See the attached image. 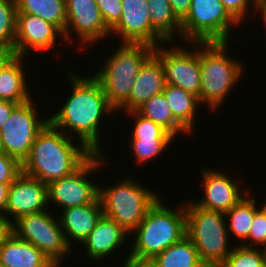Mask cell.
Instances as JSON below:
<instances>
[{
  "mask_svg": "<svg viewBox=\"0 0 266 267\" xmlns=\"http://www.w3.org/2000/svg\"><path fill=\"white\" fill-rule=\"evenodd\" d=\"M67 76L72 93L64 105L49 117V122L71 138H78V142L94 154H104L99 140L101 120L104 115L110 116L116 111L109 105L101 84L94 76L83 77L71 71Z\"/></svg>",
  "mask_w": 266,
  "mask_h": 267,
  "instance_id": "6da1fadb",
  "label": "cell"
},
{
  "mask_svg": "<svg viewBox=\"0 0 266 267\" xmlns=\"http://www.w3.org/2000/svg\"><path fill=\"white\" fill-rule=\"evenodd\" d=\"M75 140L48 122L21 164L22 173L46 184L71 175L94 154Z\"/></svg>",
  "mask_w": 266,
  "mask_h": 267,
  "instance_id": "7a4b0ae2",
  "label": "cell"
},
{
  "mask_svg": "<svg viewBox=\"0 0 266 267\" xmlns=\"http://www.w3.org/2000/svg\"><path fill=\"white\" fill-rule=\"evenodd\" d=\"M171 209L160 197L147 210L142 222L130 233L134 234L131 252L126 260L148 263L166 248L186 236L185 204Z\"/></svg>",
  "mask_w": 266,
  "mask_h": 267,
  "instance_id": "3957f363",
  "label": "cell"
},
{
  "mask_svg": "<svg viewBox=\"0 0 266 267\" xmlns=\"http://www.w3.org/2000/svg\"><path fill=\"white\" fill-rule=\"evenodd\" d=\"M117 48L93 74L116 112L128 101L141 67L154 54V47L147 44L121 43Z\"/></svg>",
  "mask_w": 266,
  "mask_h": 267,
  "instance_id": "277c9868",
  "label": "cell"
},
{
  "mask_svg": "<svg viewBox=\"0 0 266 267\" xmlns=\"http://www.w3.org/2000/svg\"><path fill=\"white\" fill-rule=\"evenodd\" d=\"M230 42L198 43L201 73L200 104L218 110L243 77V64L227 53ZM235 59V60H234ZM237 60V61H236ZM234 86V87H233ZM205 103V104H204Z\"/></svg>",
  "mask_w": 266,
  "mask_h": 267,
  "instance_id": "5b68a950",
  "label": "cell"
},
{
  "mask_svg": "<svg viewBox=\"0 0 266 267\" xmlns=\"http://www.w3.org/2000/svg\"><path fill=\"white\" fill-rule=\"evenodd\" d=\"M187 203L186 235L195 245L206 267H219L233 250L225 213L201 208L191 200Z\"/></svg>",
  "mask_w": 266,
  "mask_h": 267,
  "instance_id": "8992f818",
  "label": "cell"
},
{
  "mask_svg": "<svg viewBox=\"0 0 266 267\" xmlns=\"http://www.w3.org/2000/svg\"><path fill=\"white\" fill-rule=\"evenodd\" d=\"M130 177H123L111 187L99 186L98 197L103 215L115 220L129 233L142 222L147 210L159 198L149 187Z\"/></svg>",
  "mask_w": 266,
  "mask_h": 267,
  "instance_id": "52a82bcc",
  "label": "cell"
},
{
  "mask_svg": "<svg viewBox=\"0 0 266 267\" xmlns=\"http://www.w3.org/2000/svg\"><path fill=\"white\" fill-rule=\"evenodd\" d=\"M240 24L221 0H192L188 15L181 21L183 42H229L231 31Z\"/></svg>",
  "mask_w": 266,
  "mask_h": 267,
  "instance_id": "ba28073f",
  "label": "cell"
},
{
  "mask_svg": "<svg viewBox=\"0 0 266 267\" xmlns=\"http://www.w3.org/2000/svg\"><path fill=\"white\" fill-rule=\"evenodd\" d=\"M50 212L44 210L19 217L13 222V233L36 246L56 267H61L63 257L72 254V248L65 239L59 218L55 219Z\"/></svg>",
  "mask_w": 266,
  "mask_h": 267,
  "instance_id": "9c48e42d",
  "label": "cell"
},
{
  "mask_svg": "<svg viewBox=\"0 0 266 267\" xmlns=\"http://www.w3.org/2000/svg\"><path fill=\"white\" fill-rule=\"evenodd\" d=\"M104 155L93 154L71 175L49 182L47 184L48 204H57L56 206L63 210L95 203L99 199V186L94 183L93 179L89 180V175L98 171L99 168L101 170L107 164Z\"/></svg>",
  "mask_w": 266,
  "mask_h": 267,
  "instance_id": "30bf717a",
  "label": "cell"
},
{
  "mask_svg": "<svg viewBox=\"0 0 266 267\" xmlns=\"http://www.w3.org/2000/svg\"><path fill=\"white\" fill-rule=\"evenodd\" d=\"M36 104L32 98L18 104L0 129L4 153L21 164L29 156L38 133L49 122V117L44 119L38 116Z\"/></svg>",
  "mask_w": 266,
  "mask_h": 267,
  "instance_id": "8fae6325",
  "label": "cell"
},
{
  "mask_svg": "<svg viewBox=\"0 0 266 267\" xmlns=\"http://www.w3.org/2000/svg\"><path fill=\"white\" fill-rule=\"evenodd\" d=\"M173 43L166 42L154 48V54L163 66L166 84L194 94L200 102L201 73L198 43H191L193 45L190 47H195L189 50L180 45L169 47V44Z\"/></svg>",
  "mask_w": 266,
  "mask_h": 267,
  "instance_id": "7c38bea8",
  "label": "cell"
},
{
  "mask_svg": "<svg viewBox=\"0 0 266 267\" xmlns=\"http://www.w3.org/2000/svg\"><path fill=\"white\" fill-rule=\"evenodd\" d=\"M66 14L67 22L63 35L67 45L73 41L72 36H78L79 45L84 48L87 44L93 45L107 36H112L95 0H66ZM73 31L75 35H72Z\"/></svg>",
  "mask_w": 266,
  "mask_h": 267,
  "instance_id": "4fadbf2b",
  "label": "cell"
},
{
  "mask_svg": "<svg viewBox=\"0 0 266 267\" xmlns=\"http://www.w3.org/2000/svg\"><path fill=\"white\" fill-rule=\"evenodd\" d=\"M148 7L147 0H122L121 18L110 30V34L120 36V43L147 44L154 48L166 43L152 27Z\"/></svg>",
  "mask_w": 266,
  "mask_h": 267,
  "instance_id": "5bb4252c",
  "label": "cell"
},
{
  "mask_svg": "<svg viewBox=\"0 0 266 267\" xmlns=\"http://www.w3.org/2000/svg\"><path fill=\"white\" fill-rule=\"evenodd\" d=\"M64 39L63 32L51 22L41 17L26 13L16 15V34L14 51L18 56H26L33 52L54 49L59 37ZM57 39V40H56Z\"/></svg>",
  "mask_w": 266,
  "mask_h": 267,
  "instance_id": "9a60e30c",
  "label": "cell"
},
{
  "mask_svg": "<svg viewBox=\"0 0 266 267\" xmlns=\"http://www.w3.org/2000/svg\"><path fill=\"white\" fill-rule=\"evenodd\" d=\"M201 173L204 197L193 201L201 208L226 213L250 192L246 187L240 189L238 182H235L237 180H233L230 174L224 171L202 168Z\"/></svg>",
  "mask_w": 266,
  "mask_h": 267,
  "instance_id": "2e32d148",
  "label": "cell"
},
{
  "mask_svg": "<svg viewBox=\"0 0 266 267\" xmlns=\"http://www.w3.org/2000/svg\"><path fill=\"white\" fill-rule=\"evenodd\" d=\"M48 207L46 183L21 172L10 184L5 215L10 216L12 222L23 215L48 210Z\"/></svg>",
  "mask_w": 266,
  "mask_h": 267,
  "instance_id": "e0dca14e",
  "label": "cell"
},
{
  "mask_svg": "<svg viewBox=\"0 0 266 267\" xmlns=\"http://www.w3.org/2000/svg\"><path fill=\"white\" fill-rule=\"evenodd\" d=\"M129 236L130 233L115 220L102 215L95 228L80 246L84 245L86 256L92 262H102L101 260L106 259V256L107 258L112 256L115 250L118 252V248L126 245Z\"/></svg>",
  "mask_w": 266,
  "mask_h": 267,
  "instance_id": "ac0fdd59",
  "label": "cell"
},
{
  "mask_svg": "<svg viewBox=\"0 0 266 267\" xmlns=\"http://www.w3.org/2000/svg\"><path fill=\"white\" fill-rule=\"evenodd\" d=\"M165 74L160 59L153 54L141 67L133 84L128 101L117 111L124 113L139 109L154 95L164 91Z\"/></svg>",
  "mask_w": 266,
  "mask_h": 267,
  "instance_id": "d6986e66",
  "label": "cell"
},
{
  "mask_svg": "<svg viewBox=\"0 0 266 267\" xmlns=\"http://www.w3.org/2000/svg\"><path fill=\"white\" fill-rule=\"evenodd\" d=\"M59 214L60 216L57 217L65 239L74 248L72 243H77V246L78 243L81 244L89 236L103 215V211L98 199L95 203L63 209Z\"/></svg>",
  "mask_w": 266,
  "mask_h": 267,
  "instance_id": "ffe728a7",
  "label": "cell"
},
{
  "mask_svg": "<svg viewBox=\"0 0 266 267\" xmlns=\"http://www.w3.org/2000/svg\"><path fill=\"white\" fill-rule=\"evenodd\" d=\"M0 260L4 267H56L36 246L14 233L0 245Z\"/></svg>",
  "mask_w": 266,
  "mask_h": 267,
  "instance_id": "44dd1931",
  "label": "cell"
},
{
  "mask_svg": "<svg viewBox=\"0 0 266 267\" xmlns=\"http://www.w3.org/2000/svg\"><path fill=\"white\" fill-rule=\"evenodd\" d=\"M23 58L26 57L16 55L0 72V100L21 104L32 98Z\"/></svg>",
  "mask_w": 266,
  "mask_h": 267,
  "instance_id": "7402d4cb",
  "label": "cell"
},
{
  "mask_svg": "<svg viewBox=\"0 0 266 267\" xmlns=\"http://www.w3.org/2000/svg\"><path fill=\"white\" fill-rule=\"evenodd\" d=\"M147 264L150 267H206L187 235L156 255Z\"/></svg>",
  "mask_w": 266,
  "mask_h": 267,
  "instance_id": "603a6c76",
  "label": "cell"
},
{
  "mask_svg": "<svg viewBox=\"0 0 266 267\" xmlns=\"http://www.w3.org/2000/svg\"><path fill=\"white\" fill-rule=\"evenodd\" d=\"M163 94L173 113L174 118L190 133L195 127L197 108L201 107L194 94L166 84ZM196 117V118H195Z\"/></svg>",
  "mask_w": 266,
  "mask_h": 267,
  "instance_id": "cb8c5ba5",
  "label": "cell"
},
{
  "mask_svg": "<svg viewBox=\"0 0 266 267\" xmlns=\"http://www.w3.org/2000/svg\"><path fill=\"white\" fill-rule=\"evenodd\" d=\"M250 193L252 194V191L225 213V218L229 222L227 231L232 233L237 241L238 238L241 240L240 245L248 239L255 213L261 208V205H257L256 199Z\"/></svg>",
  "mask_w": 266,
  "mask_h": 267,
  "instance_id": "d4e9b609",
  "label": "cell"
},
{
  "mask_svg": "<svg viewBox=\"0 0 266 267\" xmlns=\"http://www.w3.org/2000/svg\"><path fill=\"white\" fill-rule=\"evenodd\" d=\"M17 13L36 15L56 25L63 33L66 27V0H16Z\"/></svg>",
  "mask_w": 266,
  "mask_h": 267,
  "instance_id": "484cf974",
  "label": "cell"
},
{
  "mask_svg": "<svg viewBox=\"0 0 266 267\" xmlns=\"http://www.w3.org/2000/svg\"><path fill=\"white\" fill-rule=\"evenodd\" d=\"M152 27L167 41L173 42L180 35L181 22L173 14L169 0H147ZM175 38V39H174Z\"/></svg>",
  "mask_w": 266,
  "mask_h": 267,
  "instance_id": "4316f807",
  "label": "cell"
},
{
  "mask_svg": "<svg viewBox=\"0 0 266 267\" xmlns=\"http://www.w3.org/2000/svg\"><path fill=\"white\" fill-rule=\"evenodd\" d=\"M137 111L144 117L161 125L175 138L179 134L189 133L173 116V113L162 93L154 95L146 101Z\"/></svg>",
  "mask_w": 266,
  "mask_h": 267,
  "instance_id": "83f0119b",
  "label": "cell"
},
{
  "mask_svg": "<svg viewBox=\"0 0 266 267\" xmlns=\"http://www.w3.org/2000/svg\"><path fill=\"white\" fill-rule=\"evenodd\" d=\"M174 138H132L131 139V151L133 158L136 160V164H145L161 156L162 152H165L167 147L173 142Z\"/></svg>",
  "mask_w": 266,
  "mask_h": 267,
  "instance_id": "f1b7e54d",
  "label": "cell"
},
{
  "mask_svg": "<svg viewBox=\"0 0 266 267\" xmlns=\"http://www.w3.org/2000/svg\"><path fill=\"white\" fill-rule=\"evenodd\" d=\"M219 267H266V249L235 244Z\"/></svg>",
  "mask_w": 266,
  "mask_h": 267,
  "instance_id": "f546056e",
  "label": "cell"
},
{
  "mask_svg": "<svg viewBox=\"0 0 266 267\" xmlns=\"http://www.w3.org/2000/svg\"><path fill=\"white\" fill-rule=\"evenodd\" d=\"M16 0H0V45L14 50L16 34Z\"/></svg>",
  "mask_w": 266,
  "mask_h": 267,
  "instance_id": "4dcf8cb0",
  "label": "cell"
},
{
  "mask_svg": "<svg viewBox=\"0 0 266 267\" xmlns=\"http://www.w3.org/2000/svg\"><path fill=\"white\" fill-rule=\"evenodd\" d=\"M126 116L133 118L132 138H175L161 125L142 116L137 110L125 113Z\"/></svg>",
  "mask_w": 266,
  "mask_h": 267,
  "instance_id": "1f68e13d",
  "label": "cell"
},
{
  "mask_svg": "<svg viewBox=\"0 0 266 267\" xmlns=\"http://www.w3.org/2000/svg\"><path fill=\"white\" fill-rule=\"evenodd\" d=\"M242 245L266 249V212L262 207L255 213L249 237Z\"/></svg>",
  "mask_w": 266,
  "mask_h": 267,
  "instance_id": "d6a6232c",
  "label": "cell"
},
{
  "mask_svg": "<svg viewBox=\"0 0 266 267\" xmlns=\"http://www.w3.org/2000/svg\"><path fill=\"white\" fill-rule=\"evenodd\" d=\"M105 25L111 30L120 20L122 15V0H95Z\"/></svg>",
  "mask_w": 266,
  "mask_h": 267,
  "instance_id": "836d02e7",
  "label": "cell"
},
{
  "mask_svg": "<svg viewBox=\"0 0 266 267\" xmlns=\"http://www.w3.org/2000/svg\"><path fill=\"white\" fill-rule=\"evenodd\" d=\"M22 172L21 163L12 156L0 152V182L12 183Z\"/></svg>",
  "mask_w": 266,
  "mask_h": 267,
  "instance_id": "e575fe53",
  "label": "cell"
},
{
  "mask_svg": "<svg viewBox=\"0 0 266 267\" xmlns=\"http://www.w3.org/2000/svg\"><path fill=\"white\" fill-rule=\"evenodd\" d=\"M227 11L241 24L245 17L249 15L250 3L254 4L256 0H221ZM251 1V2H250ZM248 13V14H247Z\"/></svg>",
  "mask_w": 266,
  "mask_h": 267,
  "instance_id": "d590c367",
  "label": "cell"
},
{
  "mask_svg": "<svg viewBox=\"0 0 266 267\" xmlns=\"http://www.w3.org/2000/svg\"><path fill=\"white\" fill-rule=\"evenodd\" d=\"M191 1L192 0H169L173 14L180 22L188 15Z\"/></svg>",
  "mask_w": 266,
  "mask_h": 267,
  "instance_id": "8d00e7d4",
  "label": "cell"
},
{
  "mask_svg": "<svg viewBox=\"0 0 266 267\" xmlns=\"http://www.w3.org/2000/svg\"><path fill=\"white\" fill-rule=\"evenodd\" d=\"M13 234V222L8 216L0 213V245Z\"/></svg>",
  "mask_w": 266,
  "mask_h": 267,
  "instance_id": "74e56055",
  "label": "cell"
},
{
  "mask_svg": "<svg viewBox=\"0 0 266 267\" xmlns=\"http://www.w3.org/2000/svg\"><path fill=\"white\" fill-rule=\"evenodd\" d=\"M19 103L10 102V101H2L0 100V129L6 122V120L10 117L12 110Z\"/></svg>",
  "mask_w": 266,
  "mask_h": 267,
  "instance_id": "f35d334b",
  "label": "cell"
},
{
  "mask_svg": "<svg viewBox=\"0 0 266 267\" xmlns=\"http://www.w3.org/2000/svg\"><path fill=\"white\" fill-rule=\"evenodd\" d=\"M16 56V52L6 46L0 45V72Z\"/></svg>",
  "mask_w": 266,
  "mask_h": 267,
  "instance_id": "ab89813d",
  "label": "cell"
},
{
  "mask_svg": "<svg viewBox=\"0 0 266 267\" xmlns=\"http://www.w3.org/2000/svg\"><path fill=\"white\" fill-rule=\"evenodd\" d=\"M11 183L0 182V213L5 214L8 201V191Z\"/></svg>",
  "mask_w": 266,
  "mask_h": 267,
  "instance_id": "60d3db41",
  "label": "cell"
},
{
  "mask_svg": "<svg viewBox=\"0 0 266 267\" xmlns=\"http://www.w3.org/2000/svg\"><path fill=\"white\" fill-rule=\"evenodd\" d=\"M254 6V13L253 15H257L256 13L261 14L262 22L265 25L266 28V0H256L253 4ZM266 31V29H265Z\"/></svg>",
  "mask_w": 266,
  "mask_h": 267,
  "instance_id": "b9f144b4",
  "label": "cell"
},
{
  "mask_svg": "<svg viewBox=\"0 0 266 267\" xmlns=\"http://www.w3.org/2000/svg\"><path fill=\"white\" fill-rule=\"evenodd\" d=\"M123 267H150L147 263H134L131 261H125Z\"/></svg>",
  "mask_w": 266,
  "mask_h": 267,
  "instance_id": "7bdbcfd3",
  "label": "cell"
},
{
  "mask_svg": "<svg viewBox=\"0 0 266 267\" xmlns=\"http://www.w3.org/2000/svg\"><path fill=\"white\" fill-rule=\"evenodd\" d=\"M263 204V205H262ZM261 207L263 208V210L266 212V199H264V202L261 203Z\"/></svg>",
  "mask_w": 266,
  "mask_h": 267,
  "instance_id": "ee69618b",
  "label": "cell"
},
{
  "mask_svg": "<svg viewBox=\"0 0 266 267\" xmlns=\"http://www.w3.org/2000/svg\"><path fill=\"white\" fill-rule=\"evenodd\" d=\"M0 152H4V151H3V146H2V139H1V136H0Z\"/></svg>",
  "mask_w": 266,
  "mask_h": 267,
  "instance_id": "f6af8a7d",
  "label": "cell"
},
{
  "mask_svg": "<svg viewBox=\"0 0 266 267\" xmlns=\"http://www.w3.org/2000/svg\"><path fill=\"white\" fill-rule=\"evenodd\" d=\"M0 267H4L3 264H2V262H1V260H0Z\"/></svg>",
  "mask_w": 266,
  "mask_h": 267,
  "instance_id": "bcb514c9",
  "label": "cell"
}]
</instances>
